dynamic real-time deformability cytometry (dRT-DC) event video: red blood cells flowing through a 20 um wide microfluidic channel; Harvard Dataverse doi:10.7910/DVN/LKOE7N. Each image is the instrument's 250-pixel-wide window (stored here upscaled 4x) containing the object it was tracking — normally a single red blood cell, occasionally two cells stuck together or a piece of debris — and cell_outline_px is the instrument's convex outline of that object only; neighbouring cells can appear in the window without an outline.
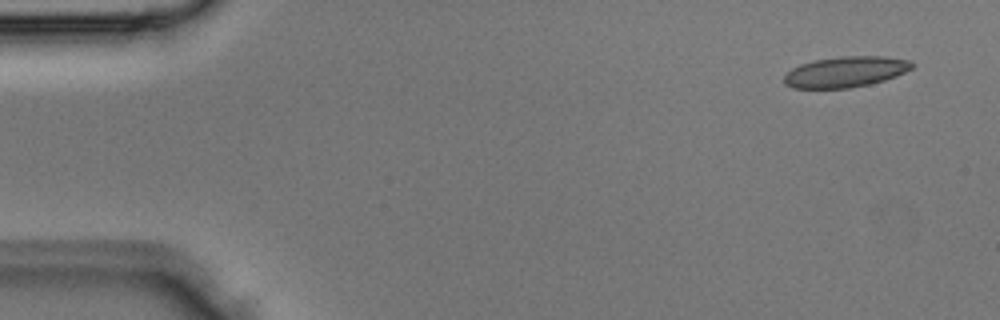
{"species": "Egyptian fruit bat (a non-hibernating species)", "species_latin": "Rousettus aegyptiacus", "temperature_condition": "room temperature", "stored_images_in_passage": 5, "camera_frame_rate_fps": 3000, "um_per_image_px": 0.085, "animal": {"sex": "male"}, "frame": {"image": 1, "passage_image": 1, "time_ms": 0.0, "image_size_px": [1000, 320], "cell_outline_px": [[912, 68], [896, 76], [884, 80], [868, 84], [848, 88], [792, 88], [784, 84], [784, 76], [792, 68], [800, 64], [812, 60], [840, 56], [884, 56], [908, 60], [912, 64]], "centroid_in_image_um": [71.83, 6.1], "position_along_channel_um": 13.2, "area_um2": 22.83}}